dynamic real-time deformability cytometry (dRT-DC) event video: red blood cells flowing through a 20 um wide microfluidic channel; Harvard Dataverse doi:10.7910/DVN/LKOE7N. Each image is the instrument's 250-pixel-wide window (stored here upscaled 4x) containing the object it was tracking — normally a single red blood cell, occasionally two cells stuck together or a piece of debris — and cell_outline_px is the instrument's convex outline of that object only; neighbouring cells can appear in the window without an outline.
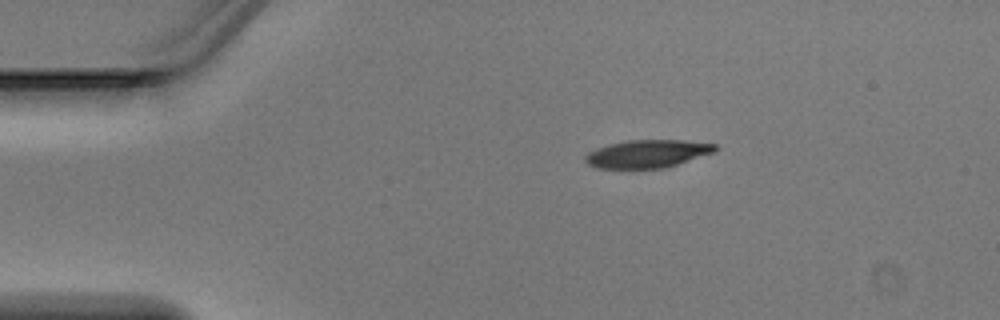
{"species": "Egyptian fruit bat (a non-hibernating species)", "species_latin": "Rousettus aegyptiacus", "temperature_condition": "warm", "stored_images_in_passage": 2, "camera_frame_rate_fps": 3000, "um_per_image_px": 0.085, "animal": {"sex": "male"}, "frame": {"image": 1, "passage_image": 1, "time_ms": 0.0, "image_size_px": [1000, 320], "cell_outline_px": [[716, 152], [664, 168], [596, 168], [588, 164], [584, 160], [584, 156], [588, 152], [612, 144], [628, 140], [684, 140], [716, 144]], "centroid_in_image_um": [55.05, 13.07], "position_along_channel_um": 29.9, "area_um2": 20.92}}